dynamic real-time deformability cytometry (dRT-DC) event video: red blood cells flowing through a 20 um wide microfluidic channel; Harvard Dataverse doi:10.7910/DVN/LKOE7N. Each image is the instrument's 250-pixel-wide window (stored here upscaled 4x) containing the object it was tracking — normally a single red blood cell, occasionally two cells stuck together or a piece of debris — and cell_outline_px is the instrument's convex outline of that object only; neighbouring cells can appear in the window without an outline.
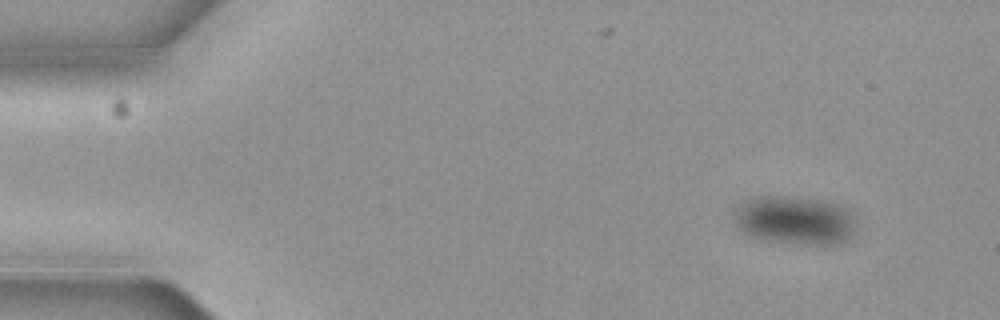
{"species": "common noctule bat (a hibernating species)", "species_latin": "Nyctalus noctula", "temperature_condition": "cold", "stored_images_in_passage": 7, "camera_frame_rate_fps": 3000, "um_per_image_px": 0.085, "animal": {"sex": "female", "body_mass_g": 19.3, "forearm_length_mm": 54.1}, "frame": {"image": 1, "passage_image": 2, "time_ms": 0.333, "image_size_px": [1000, 320], "cell_outline_px": [[856, 224], [852, 236], [848, 240], [840, 244], [812, 244], [776, 240], [752, 236], [744, 232], [736, 224], [736, 212], [744, 200], [752, 196], [784, 196], [816, 200], [836, 204], [852, 212]], "centroid_in_image_um": [67.62, 18.71], "position_along_channel_um": 17.4, "area_um2": 33.81}}
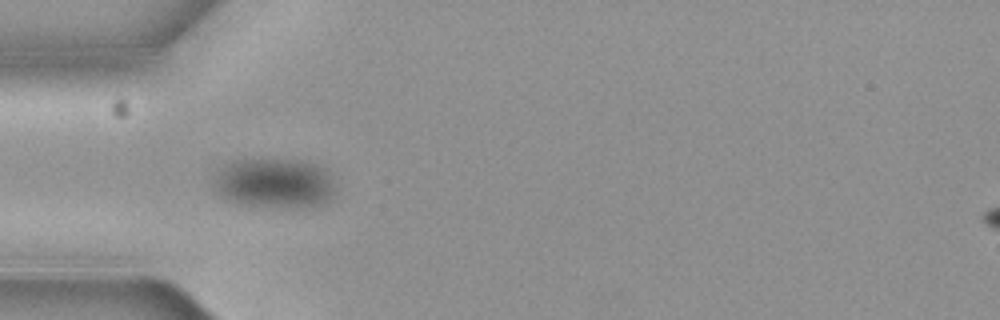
{"frame": {"image": 2, "passage_image": 5, "time_ms": 1.333, "image_size_px": [1000, 320], "cell_outline_px": [[332, 200], [324, 204], [308, 208], [280, 208], [240, 204], [224, 200], [212, 188], [212, 176], [228, 160], [300, 160], [328, 168], [332, 184]], "centroid_in_image_um": [23.26, 15.6], "position_along_channel_um": 61.7, "area_um2": 36.36}}